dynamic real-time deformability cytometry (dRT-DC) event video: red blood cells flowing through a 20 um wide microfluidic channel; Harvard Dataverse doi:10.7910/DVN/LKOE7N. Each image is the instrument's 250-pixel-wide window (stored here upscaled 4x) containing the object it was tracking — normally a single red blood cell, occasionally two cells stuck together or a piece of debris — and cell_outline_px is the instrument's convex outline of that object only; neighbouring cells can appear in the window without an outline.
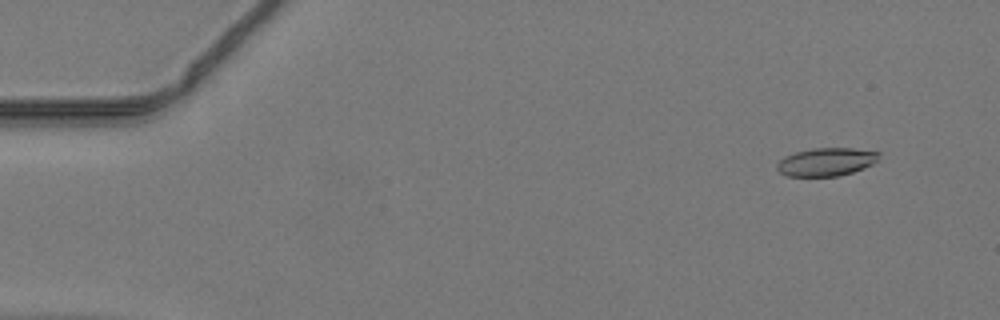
{"species": "common noctule bat (a hibernating species)", "species_latin": "Nyctalus noctula", "temperature_condition": "warm", "stored_images_in_passage": 45, "camera_frame_rate_fps": 3000, "um_per_image_px": 0.085, "animal": {"sex": "male", "body_mass_g": 19.2, "forearm_length_mm": 51.8}, "frame": {"image": 1, "passage_image": 1, "time_ms": 0.0, "image_size_px": [1000, 320], "cell_outline_px": [[880, 152], [876, 160], [872, 164], [864, 168], [840, 176], [788, 176], [780, 172], [776, 168], [776, 164], [784, 156], [796, 152], [812, 148], [852, 148]], "centroid_in_image_um": [70.21, 13.76], "position_along_channel_um": 14.8, "area_um2": 16.65}}
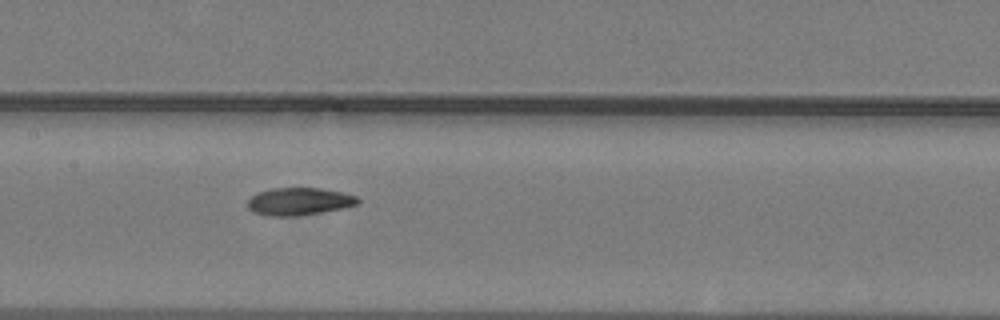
{"frame": {"image": 2, "passage_image": 21, "time_ms": 6.667, "image_size_px": [1000, 320], "cell_outline_px": [[360, 200], [356, 204], [340, 208], [320, 212], [296, 216], [272, 216], [252, 212], [248, 208], [248, 200], [252, 196], [260, 192], [272, 188], [320, 188], [340, 192], [356, 196]], "centroid_in_image_um": [25.38, 17.12], "position_along_channel_um": 182.0, "area_um2": 17.34}}
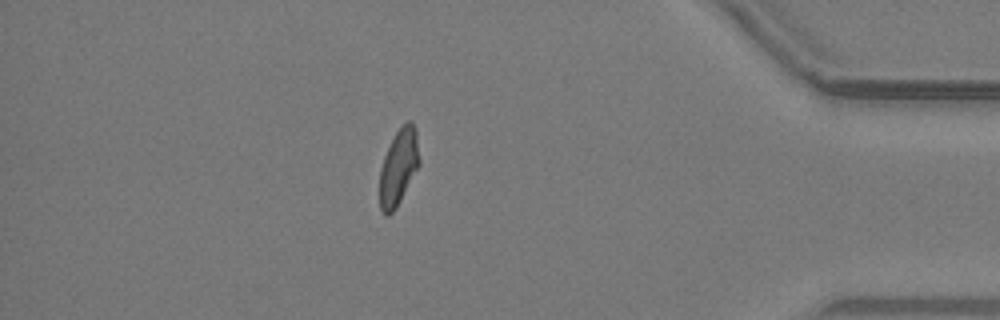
{"frame": {"image": 3, "passage_image": 39, "time_ms": 12.667, "image_size_px": [1000, 320], "cell_outline_px": [[420, 164], [396, 208], [388, 216], [384, 216], [380, 208], [380, 168], [384, 156], [396, 132], [408, 120], [416, 128], [420, 160]], "centroid_in_image_um": [33.88, 14.23], "position_along_channel_um": 401.3, "area_um2": 17.46}}